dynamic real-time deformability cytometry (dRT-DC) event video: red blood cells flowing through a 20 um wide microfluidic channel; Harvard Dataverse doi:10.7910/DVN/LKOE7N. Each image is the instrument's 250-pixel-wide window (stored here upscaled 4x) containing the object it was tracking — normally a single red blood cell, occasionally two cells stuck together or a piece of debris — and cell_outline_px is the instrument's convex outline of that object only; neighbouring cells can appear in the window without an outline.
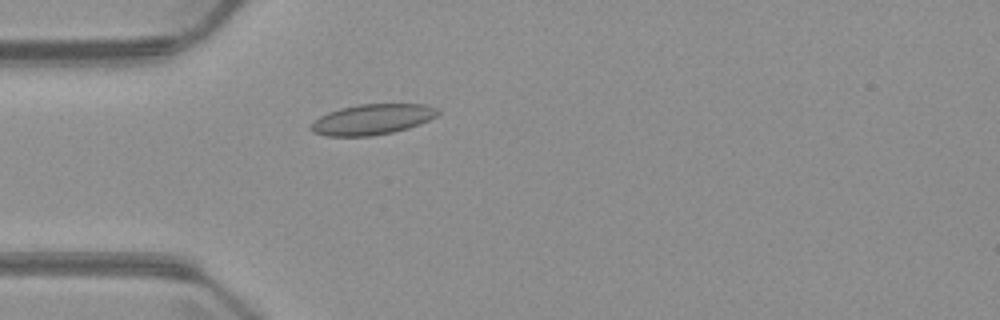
{"species": "common noctule bat (a hibernating species)", "species_latin": "Nyctalus noctula", "temperature_condition": "warm", "stored_images_in_passage": 4, "camera_frame_rate_fps": 3000, "um_per_image_px": 0.085, "animal": {"sex": "male", "body_mass_g": 23.1, "forearm_length_mm": 52.7}, "frame": {"image": 1, "passage_image": 4, "time_ms": 3.667, "image_size_px": [1000, 320], "cell_outline_px": [[440, 112], [436, 116], [420, 124], [408, 128], [392, 132], [372, 136], [324, 136], [312, 132], [308, 128], [320, 116], [328, 112], [340, 108], [360, 104], [428, 104], [440, 108]], "centroid_in_image_um": [31.66, 10.14], "position_along_channel_um": 53.3, "area_um2": 22.72}}